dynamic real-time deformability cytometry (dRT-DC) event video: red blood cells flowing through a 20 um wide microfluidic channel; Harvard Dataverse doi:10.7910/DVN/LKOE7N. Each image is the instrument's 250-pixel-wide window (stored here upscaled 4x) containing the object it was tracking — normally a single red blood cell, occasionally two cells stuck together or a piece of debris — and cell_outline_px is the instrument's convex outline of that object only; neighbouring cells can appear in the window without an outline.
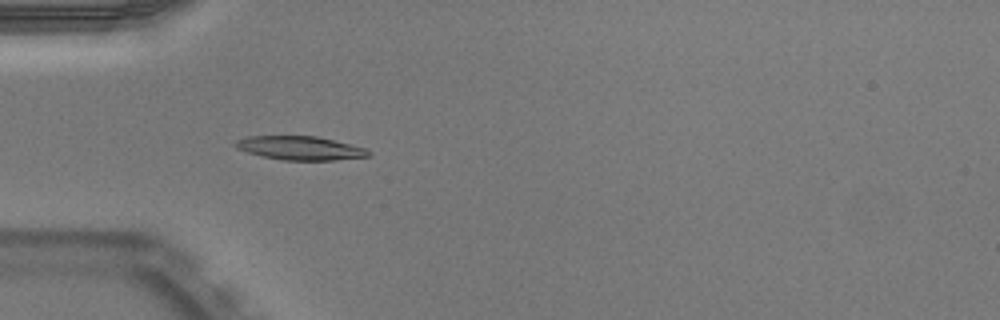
{"species": "Egyptian fruit bat (a non-hibernating species)", "species_latin": "Rousettus aegyptiacus", "temperature_condition": "warm", "stored_images_in_passage": 51, "camera_frame_rate_fps": 3000, "um_per_image_px": 0.085, "animal": {"sex": "male"}, "frame": {"image": 1, "passage_image": 16, "time_ms": 5.0, "image_size_px": [1000, 320], "cell_outline_px": [[372, 152], [368, 156], [336, 160], [280, 160], [248, 152], [236, 148], [232, 144], [236, 140], [248, 136], [316, 136], [364, 148]], "centroid_in_image_um": [25.46, 12.58], "position_along_channel_um": 59.5, "area_um2": 18.21}}
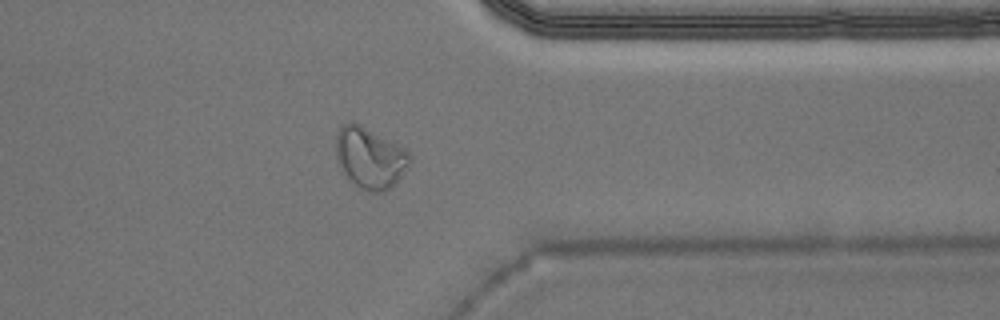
{"frame": {"image": 2, "passage_image": 41, "time_ms": 13.333, "image_size_px": [1000, 320], "cell_outline_px": [[412, 160], [404, 172], [384, 192], [372, 192], [356, 184], [344, 172], [336, 160], [336, 136], [340, 128], [344, 124], [352, 120], [404, 148], [408, 152]], "centroid_in_image_um": [31.43, 13.38], "position_along_channel_um": 380.0, "area_um2": 25.61}}
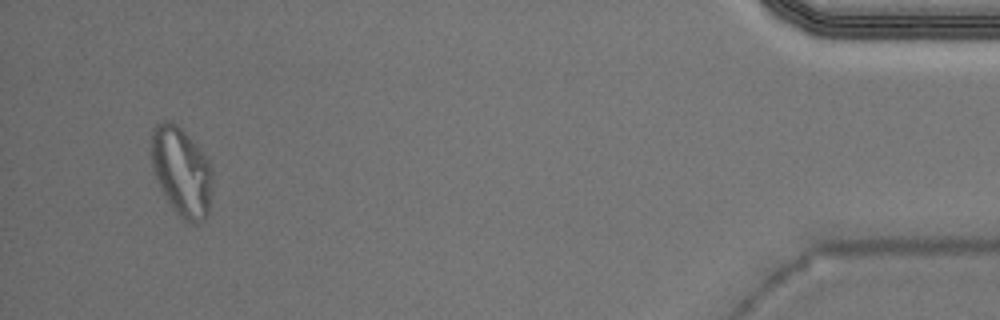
{"frame": {"image": 3, "passage_image": 49, "time_ms": 16.0, "image_size_px": [1000, 320], "cell_outline_px": [[212, 188], [208, 216], [204, 220], [196, 224], [188, 224], [176, 212], [160, 188], [152, 164], [152, 128], [156, 124], [164, 120], [168, 120], [176, 124], [196, 144], [208, 160], [212, 168]], "centroid_in_image_um": [15.46, 14.61], "position_along_channel_um": 419.7, "area_um2": 31.62}, "authors_computed_cell_mechanics": {"area_um2": 18.3804, "velocity_mm_per_s": 3.9545, "shape_relaxation_time_tau1_ms": 9.5465, "shape_relaxation_time_tau2_ms": 2.4062, "deformation_change_tau1": 0.268, "deformation_change_tau2": 0.0718}}